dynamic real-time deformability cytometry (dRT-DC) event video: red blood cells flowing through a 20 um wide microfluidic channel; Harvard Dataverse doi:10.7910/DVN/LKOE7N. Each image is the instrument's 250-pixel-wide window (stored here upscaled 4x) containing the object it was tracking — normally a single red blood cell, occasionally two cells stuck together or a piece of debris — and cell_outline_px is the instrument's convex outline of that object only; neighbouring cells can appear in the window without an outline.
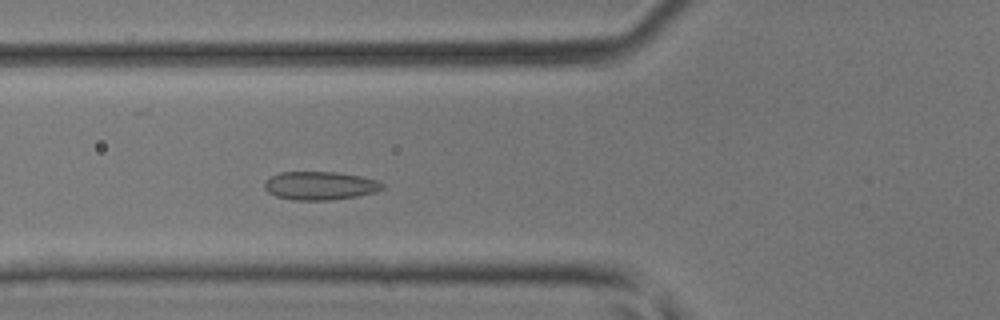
{"species": "common noctule bat (a hibernating species)", "species_latin": "Nyctalus noctula", "temperature_condition": "room temperature", "stored_images_in_passage": 44, "camera_frame_rate_fps": 3000, "um_per_image_px": 0.085, "animal": {"sex": "male", "body_mass_g": 17.9, "forearm_length_mm": 54.2}, "frame": {"image": 1, "passage_image": 15, "time_ms": 4.667, "image_size_px": [1000, 320], "cell_outline_px": [[384, 188], [376, 192], [356, 196], [328, 200], [292, 200], [276, 196], [268, 192], [264, 188], [264, 184], [268, 176], [280, 172], [340, 172], [360, 176], [376, 180], [384, 184]], "centroid_in_image_um": [27.18, 15.77], "position_along_channel_um": 98.6, "area_um2": 19.59}}
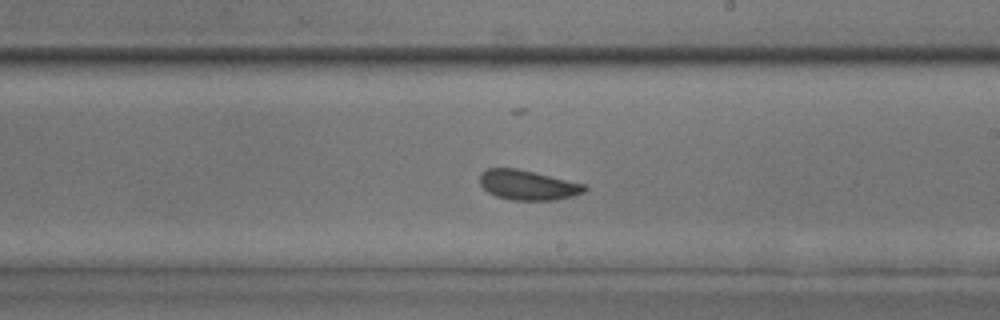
{"frame": {"image": 2, "passage_image": 25, "time_ms": 8.0, "image_size_px": [1000, 320], "cell_outline_px": [[588, 188], [584, 192], [572, 196], [556, 200], [512, 200], [496, 196], [488, 192], [480, 184], [480, 172], [488, 168], [516, 168], [584, 184]], "centroid_in_image_um": [44.84, 15.73], "position_along_channel_um": 244.2, "area_um2": 18.09}}
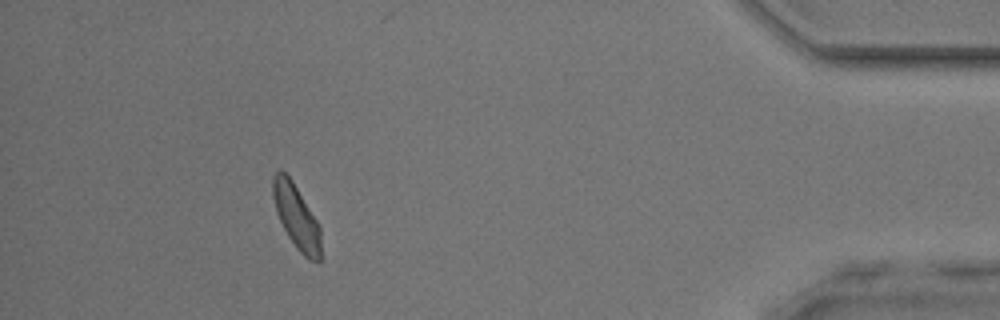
{"frame": {"image": 3, "passage_image": 40, "time_ms": 13.0, "image_size_px": [1000, 320], "cell_outline_px": [[320, 260], [308, 260], [296, 248], [288, 236], [276, 212], [272, 196], [272, 176], [280, 168], [292, 180], [316, 220], [320, 228]], "centroid_in_image_um": [25.16, 18.39], "position_along_channel_um": 410.0, "area_um2": 17.69}}